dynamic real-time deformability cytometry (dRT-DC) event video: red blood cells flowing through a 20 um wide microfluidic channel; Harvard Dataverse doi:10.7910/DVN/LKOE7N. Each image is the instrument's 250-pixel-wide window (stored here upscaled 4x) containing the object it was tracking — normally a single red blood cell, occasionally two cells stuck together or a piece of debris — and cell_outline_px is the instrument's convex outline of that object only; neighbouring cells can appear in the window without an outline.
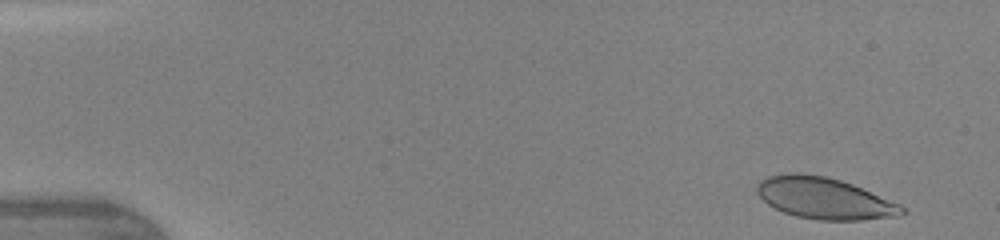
{"species": "human", "species_latin": "Homo sapiens", "temperature_condition": "warm", "stored_images_in_passage": 45, "camera_frame_rate_fps": 3000, "um_per_image_px": 0.085, "donor": {"sex": "female"}, "frame": {"image": 1, "passage_image": 2, "time_ms": 0.333, "image_size_px": [1000, 240], "cell_outline_px": [[908, 212], [900, 216], [860, 220], [816, 220], [796, 216], [784, 212], [768, 204], [756, 192], [756, 184], [760, 180], [768, 176], [788, 172], [800, 172], [824, 176], [840, 180], [852, 184], [900, 204]], "centroid_in_image_um": [70.06, 16.85], "position_along_channel_um": 14.9, "area_um2": 35.14}}
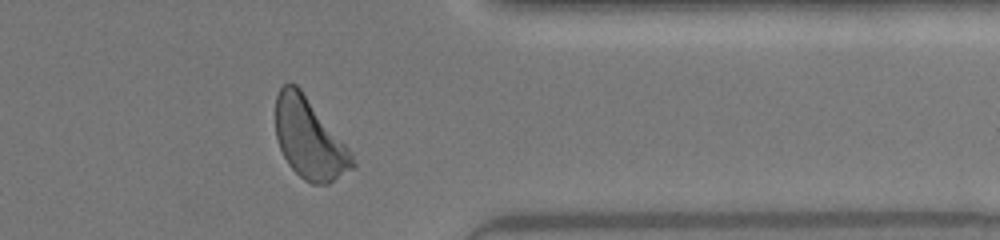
{"frame": {"image": 2, "passage_image": 37, "time_ms": 12.0, "image_size_px": [1000, 240], "cell_outline_px": [[356, 164], [352, 168], [328, 184], [312, 184], [304, 180], [288, 164], [280, 148], [276, 136], [276, 96], [280, 88], [284, 84], [296, 84], [300, 88], [352, 152]], "centroid_in_image_um": [26.29, 11.8], "position_along_channel_um": 385.1, "area_um2": 35.55}}
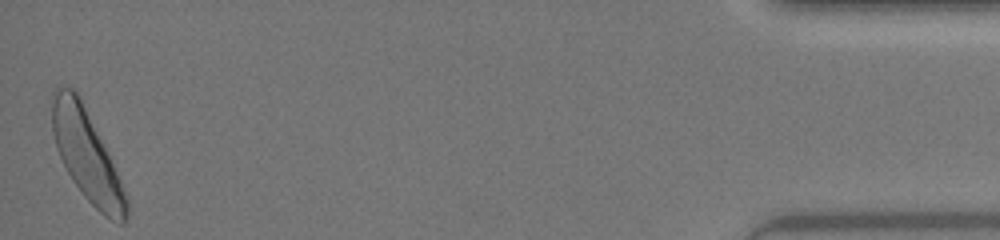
{"frame": {"image": 3, "passage_image": 45, "time_ms": 14.667, "image_size_px": [1000, 240], "cell_outline_px": [[128, 212], [124, 224], [120, 224], [104, 216], [84, 196], [72, 180], [56, 148], [52, 132], [52, 92], [56, 88], [72, 88], [76, 92], [112, 164], [128, 200]], "centroid_in_image_um": [7.34, 13.27], "position_along_channel_um": 427.9, "area_um2": 37.57}, "authors_computed_cell_mechanics": {"area_um2": 35.836, "velocity_mm_per_s": 4.3337, "shape_relaxation_time_tau1_ms": 2.848, "shape_relaxation_time_tau2_ms": null, "deformation_change_tau1": 0.1171, "deformation_change_tau2": null}}